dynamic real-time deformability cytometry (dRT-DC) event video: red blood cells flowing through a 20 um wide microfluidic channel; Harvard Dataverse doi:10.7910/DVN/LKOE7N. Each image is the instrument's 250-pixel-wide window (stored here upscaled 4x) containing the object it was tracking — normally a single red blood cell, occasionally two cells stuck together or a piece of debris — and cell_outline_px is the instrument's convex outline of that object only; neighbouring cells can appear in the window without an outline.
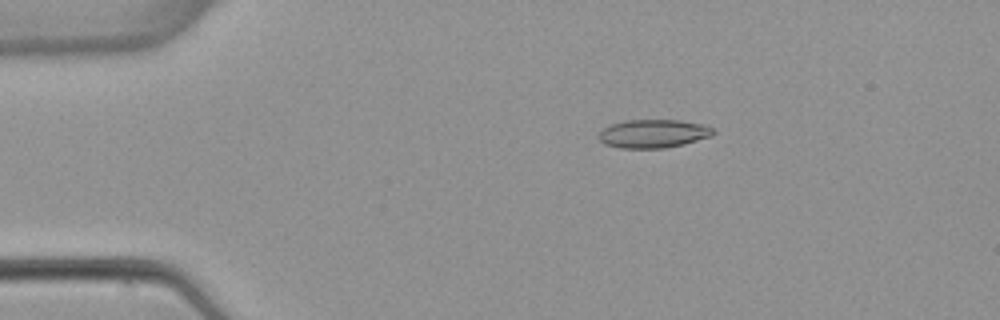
{"species": "common noctule bat (a hibernating species)", "species_latin": "Nyctalus noctula", "temperature_condition": "warm", "stored_images_in_passage": 5, "camera_frame_rate_fps": 3000, "um_per_image_px": 0.085, "animal": {"sex": "female", "body_mass_g": 22.7, "forearm_length_mm": 54.2}, "frame": {"image": 1, "passage_image": 3, "time_ms": 2.333, "image_size_px": [1000, 320], "cell_outline_px": [[716, 132], [712, 136], [684, 144], [664, 148], [620, 148], [604, 144], [596, 136], [604, 128], [612, 124], [624, 120], [680, 120], [704, 124], [712, 128]], "centroid_in_image_um": [55.54, 11.36], "position_along_channel_um": 29.5, "area_um2": 19.07}}
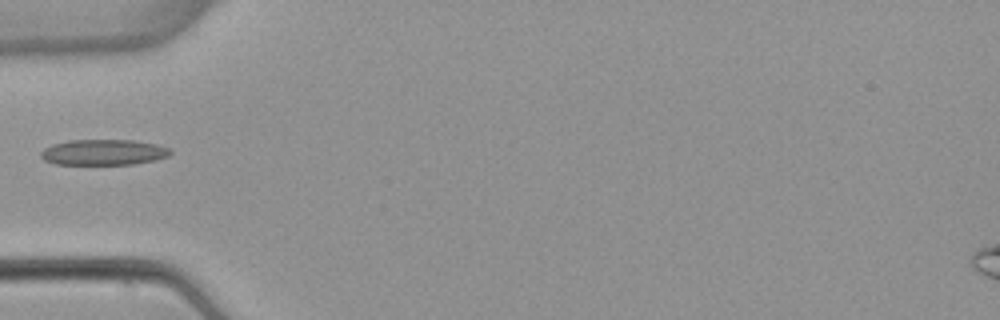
{"frame": {"image": 2, "passage_image": 5, "time_ms": 5.0, "image_size_px": [1000, 320], "cell_outline_px": [[172, 152], [168, 156], [156, 160], [132, 164], [56, 164], [44, 160], [40, 156], [40, 152], [44, 148], [52, 144], [68, 140], [132, 140], [156, 144], [172, 148]], "centroid_in_image_um": [8.81, 12.94], "position_along_channel_um": 76.2, "area_um2": 19.48}}